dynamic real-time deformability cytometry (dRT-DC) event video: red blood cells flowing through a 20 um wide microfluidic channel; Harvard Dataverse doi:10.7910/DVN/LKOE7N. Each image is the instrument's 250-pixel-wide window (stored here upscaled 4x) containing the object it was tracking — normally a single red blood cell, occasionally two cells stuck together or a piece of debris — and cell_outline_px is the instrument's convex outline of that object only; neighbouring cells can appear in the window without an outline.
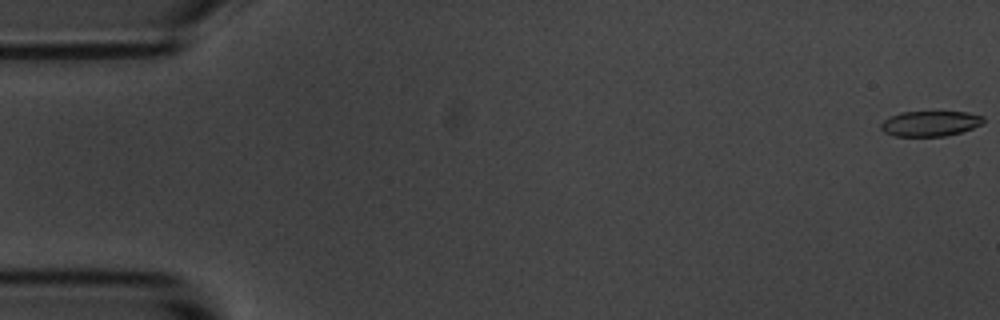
{"species": "common noctule bat (a hibernating species)", "species_latin": "Nyctalus noctula", "temperature_condition": "room temperature", "stored_images_in_passage": 56, "camera_frame_rate_fps": 3000, "um_per_image_px": 0.085, "animal": {"sex": "male", "body_mass_g": 20.1, "forearm_length_mm": 53.5}, "frame": {"image": 1, "passage_image": 1, "time_ms": 0.0, "image_size_px": [1000, 320], "cell_outline_px": [[984, 124], [960, 132], [944, 136], [892, 136], [884, 132], [880, 128], [880, 124], [884, 120], [900, 112], [968, 112], [984, 116]], "centroid_in_image_um": [79.07, 10.5], "position_along_channel_um": 5.9, "area_um2": 15.14}}
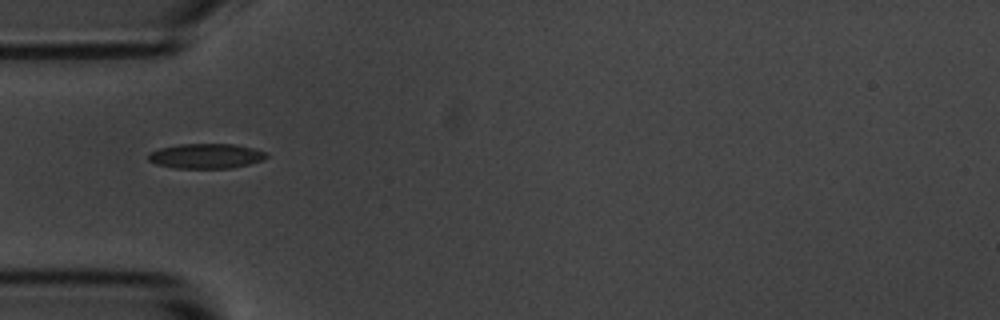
{"frame": {"image": 2, "passage_image": 18, "time_ms": 5.667, "image_size_px": [1000, 320], "cell_outline_px": [[268, 156], [264, 160], [232, 168], [172, 168], [156, 164], [148, 160], [148, 152], [160, 148], [180, 144], [232, 144], [252, 148], [264, 152]], "centroid_in_image_um": [17.47, 13.27], "position_along_channel_um": 67.5, "area_um2": 17.11}}
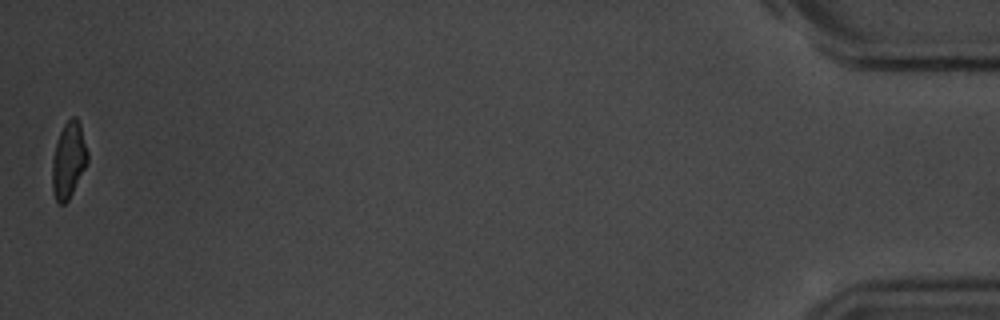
{"frame": {"image": 3, "passage_image": 56, "time_ms": 18.333, "image_size_px": [1000, 320], "cell_outline_px": [[88, 160], [68, 200], [64, 204], [60, 204], [56, 200], [52, 192], [52, 160], [56, 144], [60, 132], [64, 124], [72, 116], [76, 116], [80, 124], [88, 152]], "centroid_in_image_um": [5.82, 13.6], "position_along_channel_um": 429.4, "area_um2": 15.43}, "authors_computed_cell_mechanics": {"area_um2": 16.6753, "velocity_mm_per_s": 3.604, "shape_relaxation_time_tau1_ms": 3.5346, "shape_relaxation_time_tau2_ms": 2.5029, "deformation_change_tau1": 0.1305, "deformation_change_tau2": 0.0598}}